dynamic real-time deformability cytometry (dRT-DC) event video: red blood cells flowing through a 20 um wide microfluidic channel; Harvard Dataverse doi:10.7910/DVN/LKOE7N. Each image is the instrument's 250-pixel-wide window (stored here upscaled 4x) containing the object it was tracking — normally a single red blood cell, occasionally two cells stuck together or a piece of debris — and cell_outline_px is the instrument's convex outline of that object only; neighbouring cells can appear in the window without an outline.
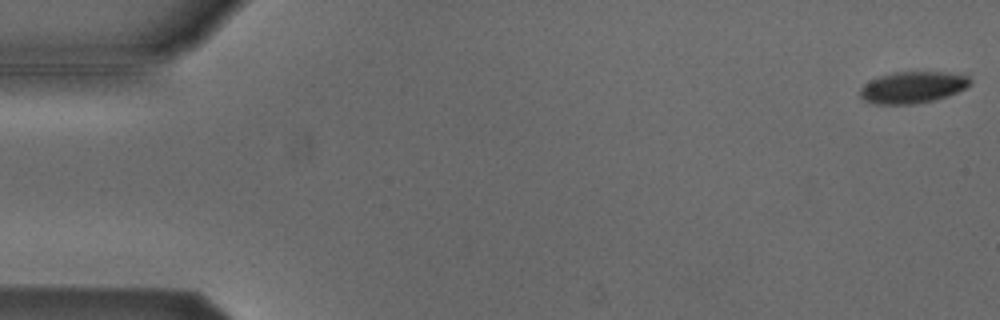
{"species": "Egyptian fruit bat (a non-hibernating species)", "species_latin": "Rousettus aegyptiacus", "temperature_condition": "cold", "stored_images_in_passage": 54, "camera_frame_rate_fps": 3000, "um_per_image_px": 0.085, "animal": {"sex": "male"}, "frame": {"image": 1, "passage_image": 1, "time_ms": 0.0, "image_size_px": [1000, 320], "cell_outline_px": [[972, 84], [948, 96], [932, 100], [912, 104], [872, 104], [864, 100], [860, 96], [860, 88], [864, 84], [880, 76], [896, 72], [944, 72], [968, 76], [972, 80]], "centroid_in_image_um": [77.57, 7.43], "position_along_channel_um": 7.4, "area_um2": 20.11}}
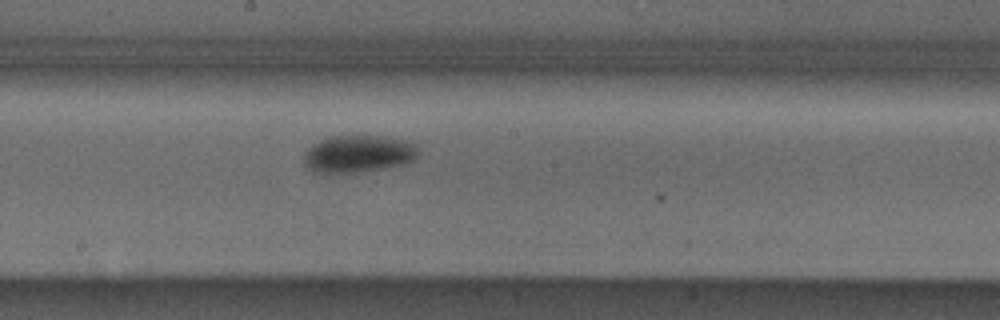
{"frame": {"image": 2, "passage_image": 29, "time_ms": 9.333, "image_size_px": [1000, 320], "cell_outline_px": [[420, 148], [416, 156], [412, 160], [404, 164], [384, 168], [356, 172], [312, 172], [304, 164], [304, 152], [308, 148], [320, 140], [328, 136], [384, 136], [404, 140], [416, 144]], "centroid_in_image_um": [30.46, 13.06], "position_along_channel_um": 217.7, "area_um2": 24.8}}
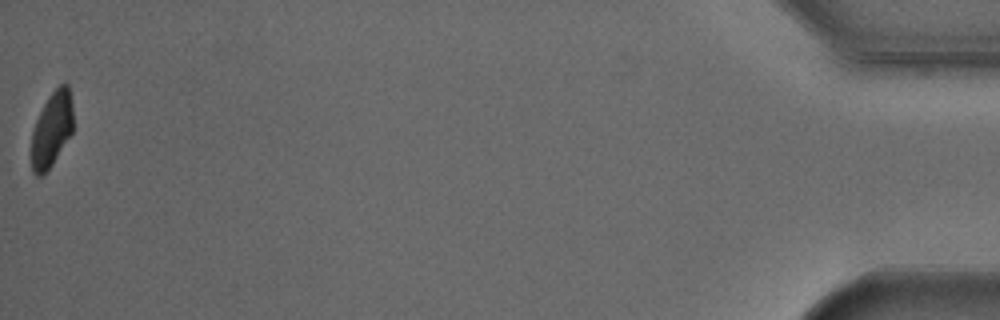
{"frame": {"image": 3, "passage_image": 54, "time_ms": 17.667, "image_size_px": [1000, 320], "cell_outline_px": [[72, 132], [52, 164], [40, 176], [36, 176], [32, 172], [32, 132], [36, 120], [48, 96], [60, 84], [68, 84], [72, 104]], "centroid_in_image_um": [4.39, 10.98], "position_along_channel_um": 430.8, "area_um2": 17.86}, "authors_computed_cell_mechanics": {"area_um2": 22.5709, "velocity_mm_per_s": 3.7956, "shape_relaxation_time_tau1_ms": 1.664, "shape_relaxation_time_tau2_ms": null, "deformation_change_tau1": 0.0767, "deformation_change_tau2": null}}